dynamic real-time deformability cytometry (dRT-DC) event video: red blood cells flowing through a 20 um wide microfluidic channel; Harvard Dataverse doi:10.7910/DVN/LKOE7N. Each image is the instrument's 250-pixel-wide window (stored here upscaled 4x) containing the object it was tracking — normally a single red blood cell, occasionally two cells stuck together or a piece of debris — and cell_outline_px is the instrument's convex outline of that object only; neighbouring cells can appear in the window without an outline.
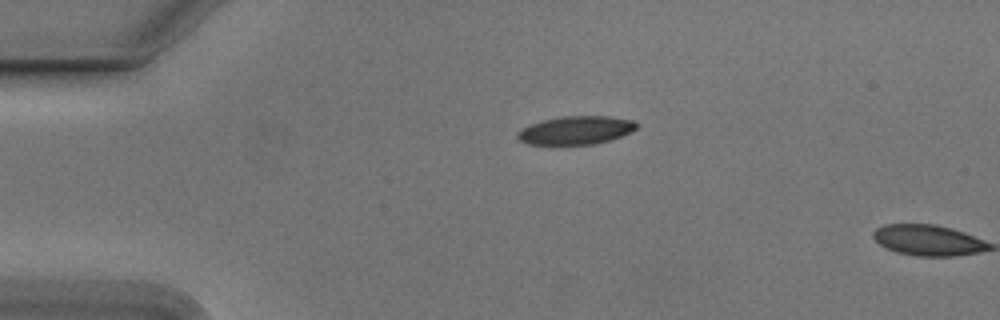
{"species": "Egyptian fruit bat (a non-hibernating species)", "species_latin": "Rousettus aegyptiacus", "temperature_condition": "cold", "stored_images_in_passage": 2, "camera_frame_rate_fps": 3000, "um_per_image_px": 0.085, "animal": {"sex": "male"}, "frame": {"image": 1, "passage_image": 1, "time_ms": 0.0, "image_size_px": [1000, 320], "cell_outline_px": [[640, 124], [636, 128], [620, 136], [608, 140], [592, 144], [528, 144], [520, 140], [516, 136], [516, 132], [532, 124], [544, 120], [564, 116], [608, 116], [632, 120]], "centroid_in_image_um": [48.95, 11.06], "position_along_channel_um": 36.1, "area_um2": 19.25}}